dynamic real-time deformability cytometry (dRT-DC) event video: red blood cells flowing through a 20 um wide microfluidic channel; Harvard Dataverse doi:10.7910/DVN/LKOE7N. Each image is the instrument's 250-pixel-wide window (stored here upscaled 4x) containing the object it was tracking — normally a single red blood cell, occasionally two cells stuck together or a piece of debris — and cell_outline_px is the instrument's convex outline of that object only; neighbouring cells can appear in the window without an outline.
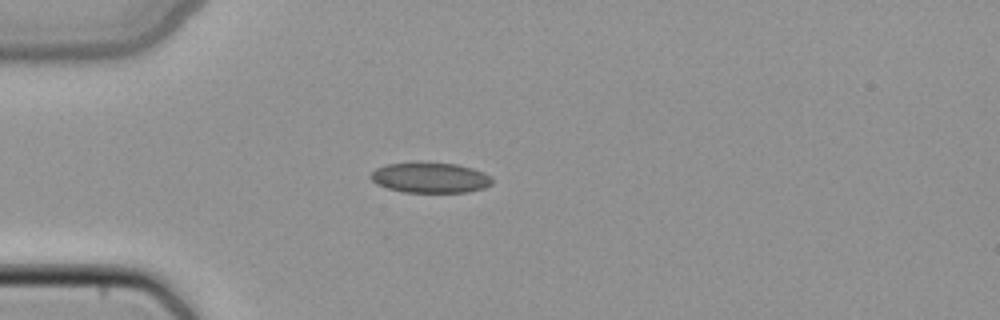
{"species": "common noctule bat (a hibernating species)", "species_latin": "Nyctalus noctula", "temperature_condition": "cold", "stored_images_in_passage": 36, "camera_frame_rate_fps": 3000, "um_per_image_px": 0.085, "animal": {"sex": "female", "body_mass_g": 22.7, "forearm_length_mm": 54.2}, "frame": {"image": 1, "passage_image": 1, "time_ms": 0.0, "image_size_px": [1000, 320], "cell_outline_px": [[492, 184], [484, 188], [468, 192], [404, 192], [388, 188], [376, 184], [368, 176], [376, 168], [388, 164], [416, 160], [456, 164], [472, 168], [484, 172], [492, 176]], "centroid_in_image_um": [36.56, 15.07], "position_along_channel_um": 48.4, "area_um2": 22.08}}
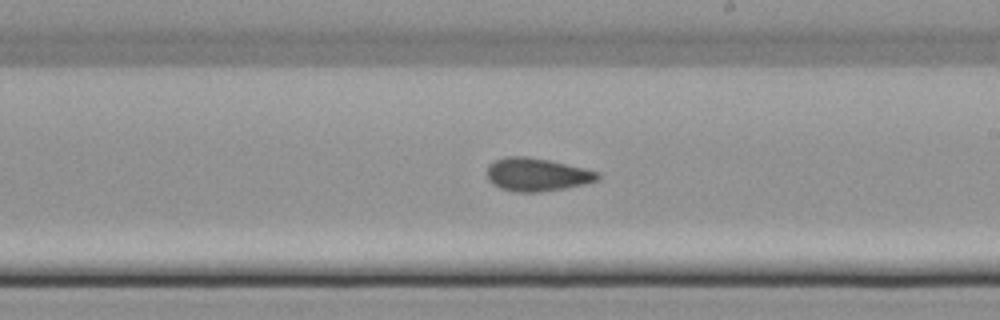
{"frame": {"image": 2, "passage_image": 16, "time_ms": 5.0, "image_size_px": [1000, 320], "cell_outline_px": [[600, 180], [584, 184], [564, 188], [540, 192], [516, 192], [500, 188], [492, 184], [488, 180], [488, 164], [504, 156], [528, 156], [548, 160], [584, 168], [600, 172]], "centroid_in_image_um": [45.64, 14.84], "position_along_channel_um": 243.4, "area_um2": 21.44}}
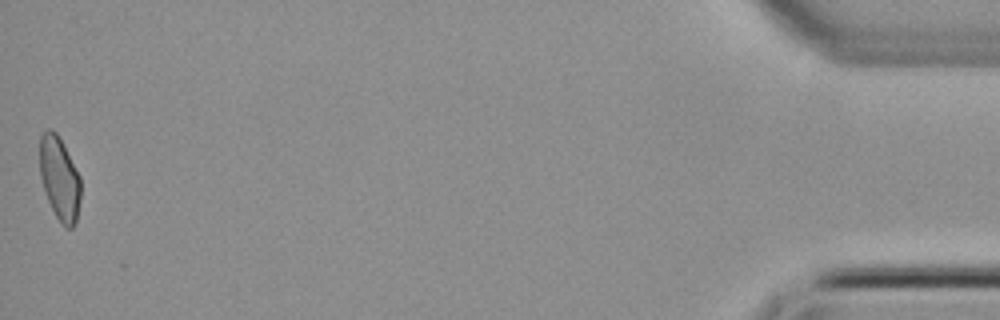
{"frame": {"image": 3, "passage_image": 36, "time_ms": 11.667, "image_size_px": [1000, 320], "cell_outline_px": [[80, 200], [76, 220], [72, 228], [64, 228], [56, 216], [48, 200], [40, 176], [40, 132], [48, 128], [52, 128], [56, 132], [80, 176]], "centroid_in_image_um": [5.05, 15.15], "position_along_channel_um": 430.2, "area_um2": 19.77}}